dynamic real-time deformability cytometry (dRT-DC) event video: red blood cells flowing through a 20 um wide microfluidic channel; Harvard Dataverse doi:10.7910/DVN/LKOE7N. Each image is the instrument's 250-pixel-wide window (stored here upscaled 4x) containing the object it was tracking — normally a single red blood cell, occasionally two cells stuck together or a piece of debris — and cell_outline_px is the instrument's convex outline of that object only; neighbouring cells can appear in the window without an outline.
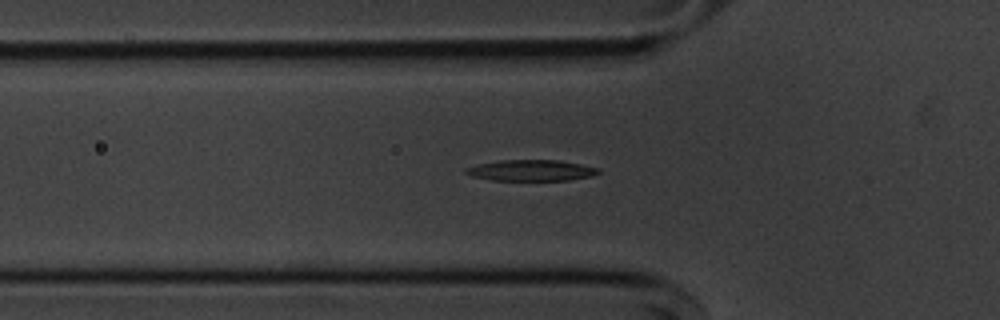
{"species": "common noctule bat (a hibernating species)", "species_latin": "Nyctalus noctula", "temperature_condition": "cold", "stored_images_in_passage": 40, "segment_of_instrument_passage": [1, 2], "camera_frame_rate_fps": 3000, "um_per_image_px": 0.085, "animal": {"sex": "male", "body_mass_g": 20.1, "forearm_length_mm": 53.5}, "frame": {"image": 1, "passage_image": 3, "time_ms": 0.667, "image_size_px": [1000, 320], "cell_outline_px": [[600, 172], [592, 176], [568, 180], [492, 180], [472, 176], [464, 172], [464, 168], [476, 164], [500, 160], [560, 160], [600, 168]], "centroid_in_image_um": [45.13, 14.47], "position_along_channel_um": 80.7, "area_um2": 16.3}}
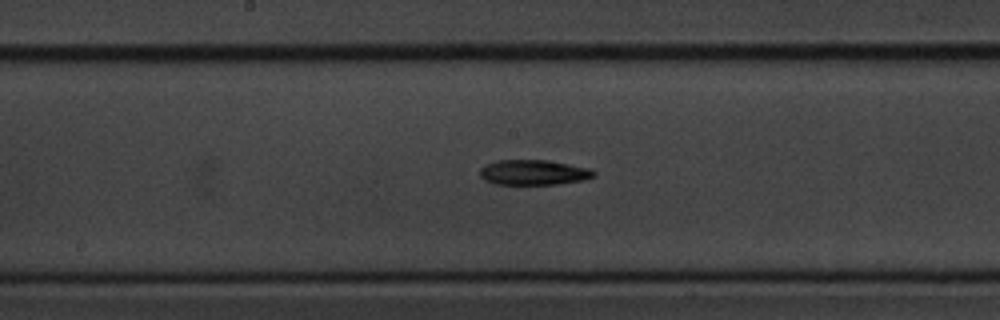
{"frame": {"image": 2, "passage_image": 13, "time_ms": 4.0, "image_size_px": [1000, 320], "cell_outline_px": [[596, 176], [584, 180], [556, 184], [492, 184], [484, 180], [480, 176], [480, 168], [484, 164], [496, 160], [548, 160], [592, 168], [596, 172]], "centroid_in_image_um": [45.36, 14.65], "position_along_channel_um": 202.8, "area_um2": 16.99}}
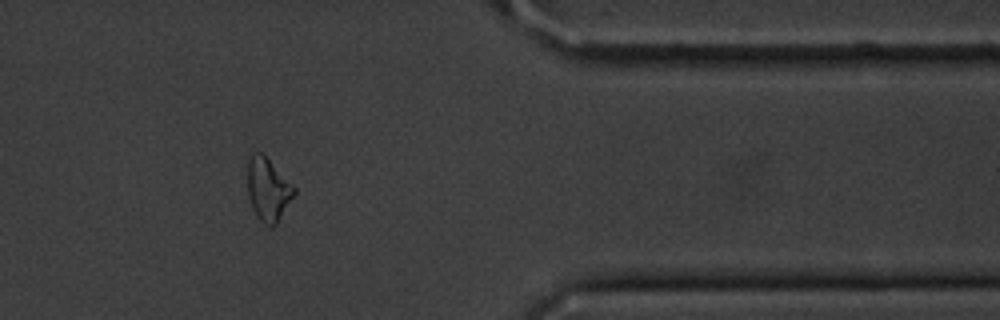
{"frame": {"image": 3, "passage_image": 30, "time_ms": 9.667, "image_size_px": [1000, 320], "cell_outline_px": [[296, 192], [276, 224], [264, 224], [256, 216], [252, 208], [248, 196], [248, 160], [252, 152], [260, 152], [296, 188]], "centroid_in_image_um": [22.76, 16.1], "position_along_channel_um": 388.6, "area_um2": 16.65}}